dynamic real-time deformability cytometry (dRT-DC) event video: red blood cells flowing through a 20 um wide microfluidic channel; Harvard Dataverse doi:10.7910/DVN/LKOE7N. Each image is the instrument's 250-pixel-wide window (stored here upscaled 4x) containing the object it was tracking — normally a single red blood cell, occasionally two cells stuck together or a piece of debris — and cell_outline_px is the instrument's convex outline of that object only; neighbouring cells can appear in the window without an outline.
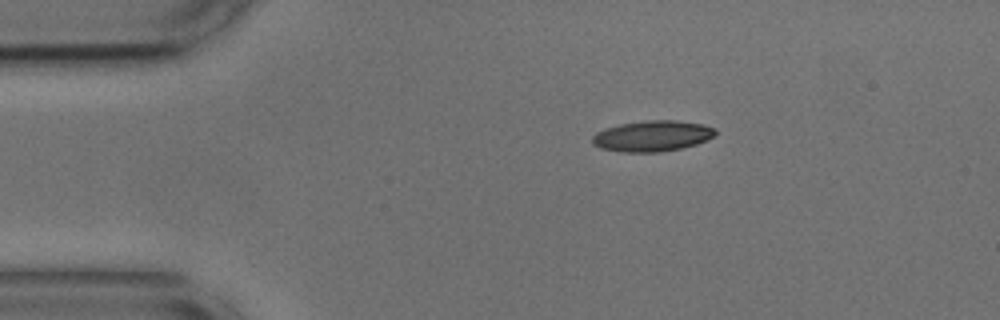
{"species": "common noctule bat (a hibernating species)", "species_latin": "Nyctalus noctula", "temperature_condition": "cold", "stored_images_in_passage": 46, "camera_frame_rate_fps": 3000, "um_per_image_px": 0.085, "animal": {"sex": "male", "body_mass_g": 17.9, "forearm_length_mm": 54.2}, "frame": {"image": 1, "passage_image": 1, "time_ms": 0.0, "image_size_px": [1000, 320], "cell_outline_px": [[716, 132], [712, 136], [696, 144], [680, 148], [660, 152], [620, 152], [600, 148], [592, 144], [592, 136], [596, 132], [604, 128], [620, 124], [648, 120], [676, 120], [704, 124], [716, 128]], "centroid_in_image_um": [55.4, 11.55], "position_along_channel_um": 29.6, "area_um2": 22.14}}
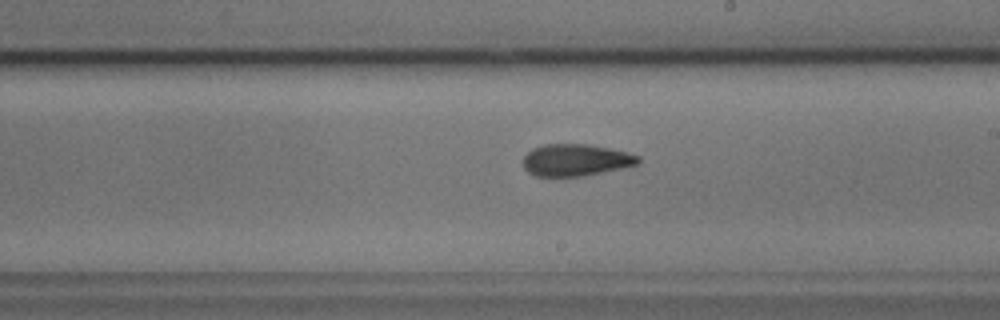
{"frame": {"image": 2, "passage_image": 22, "time_ms": 7.0, "image_size_px": [1000, 320], "cell_outline_px": [[640, 160], [636, 164], [620, 168], [584, 176], [536, 176], [528, 172], [524, 168], [524, 156], [532, 148], [544, 144], [588, 144], [608, 148], [640, 156]], "centroid_in_image_um": [48.9, 13.6], "position_along_channel_um": 240.1, "area_um2": 21.15}}
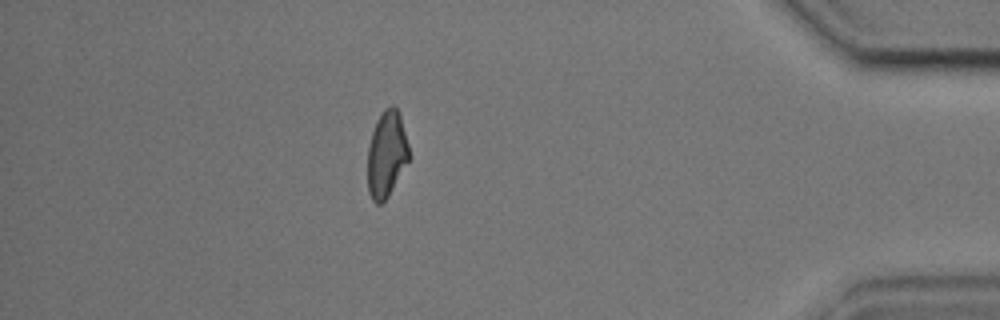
{"frame": {"image": 3, "passage_image": 39, "time_ms": 12.667, "image_size_px": [1000, 320], "cell_outline_px": [[408, 160], [388, 196], [380, 204], [376, 204], [372, 200], [368, 192], [368, 148], [372, 132], [376, 120], [384, 108], [392, 104], [396, 108], [400, 116], [408, 144]], "centroid_in_image_um": [32.83, 13.09], "position_along_channel_um": 402.4, "area_um2": 20.46}, "authors_computed_cell_mechanics": {"area_um2": 21.5883, "velocity_mm_per_s": 3.6526, "shape_relaxation_time_tau1_ms": 7.535, "shape_relaxation_time_tau2_ms": 3.5443, "deformation_change_tau1": 0.1762, "deformation_change_tau2": 0.1102}}